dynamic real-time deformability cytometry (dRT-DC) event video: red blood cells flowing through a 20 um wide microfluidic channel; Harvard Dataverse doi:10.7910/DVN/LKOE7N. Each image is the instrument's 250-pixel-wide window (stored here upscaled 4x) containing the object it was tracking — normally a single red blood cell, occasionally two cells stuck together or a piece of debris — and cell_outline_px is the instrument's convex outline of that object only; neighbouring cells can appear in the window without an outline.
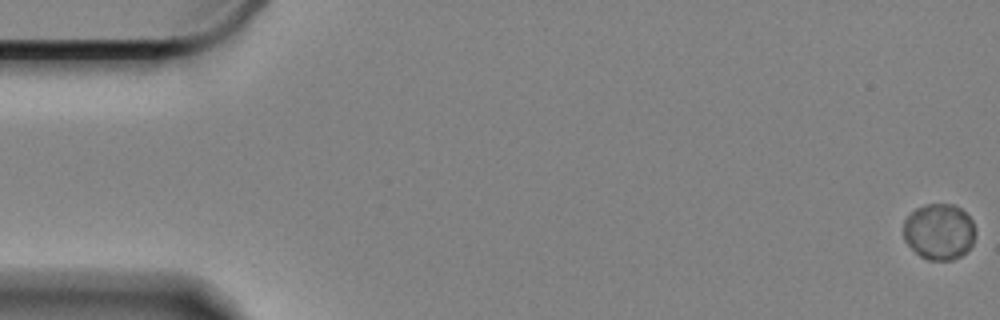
{"species": "Egyptian fruit bat (a non-hibernating species)", "species_latin": "Rousettus aegyptiacus", "temperature_condition": "cold", "stored_images_in_passage": 12, "camera_frame_rate_fps": 3000, "um_per_image_px": 0.085, "animal": {"sex": "female"}, "frame": {"image": 1, "passage_image": 1, "time_ms": 0.0, "image_size_px": [1000, 320], "cell_outline_px": [[972, 244], [960, 256], [952, 260], [928, 260], [920, 256], [904, 240], [904, 220], [916, 208], [928, 204], [952, 204], [960, 208], [972, 220]], "centroid_in_image_um": [79.78, 19.69], "position_along_channel_um": 5.2, "area_um2": 23.0}}